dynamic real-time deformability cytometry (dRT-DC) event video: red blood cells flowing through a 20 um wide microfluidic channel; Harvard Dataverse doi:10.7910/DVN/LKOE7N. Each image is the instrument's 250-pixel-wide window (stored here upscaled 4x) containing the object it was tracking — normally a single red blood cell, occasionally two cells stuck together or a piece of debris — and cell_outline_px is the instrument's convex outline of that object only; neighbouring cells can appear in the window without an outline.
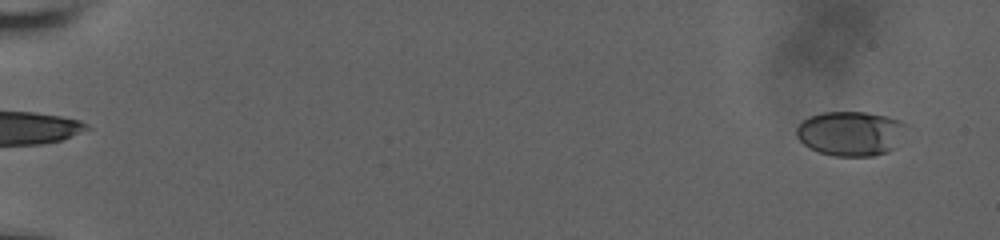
{"species": "human", "species_latin": "Homo sapiens", "temperature_condition": "room temperature", "stored_images_in_passage": 61, "camera_frame_rate_fps": 3000, "um_per_image_px": 0.085, "donor": {"sex": "male"}, "frame": {"image": 1, "passage_image": 4, "time_ms": 1.0, "image_size_px": [1000, 240], "cell_outline_px": [[908, 124], [892, 148], [888, 152], [872, 156], [832, 156], [808, 148], [796, 136], [796, 128], [808, 116], [824, 112], [864, 112], [888, 116], [900, 120]], "centroid_in_image_um": [72.27, 11.34], "position_along_channel_um": 12.7, "area_um2": 28.44}}
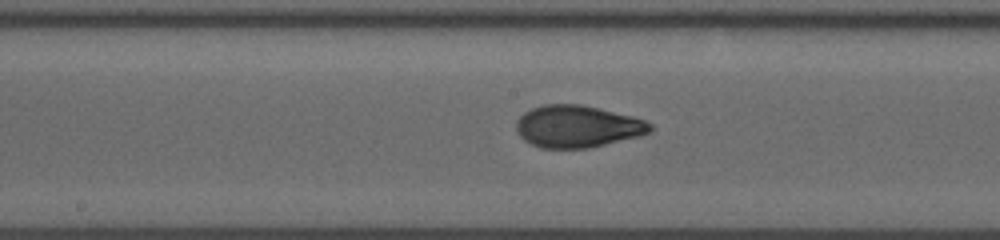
{"frame": {"image": 2, "passage_image": 35, "time_ms": 11.333, "image_size_px": [1000, 240], "cell_outline_px": [[652, 128], [648, 132], [640, 136], [588, 148], [540, 148], [524, 140], [516, 132], [516, 120], [524, 112], [532, 108], [544, 104], [580, 104], [632, 116], [644, 120], [652, 124]], "centroid_in_image_um": [49.04, 10.75], "position_along_channel_um": 199.2, "area_um2": 32.77}}
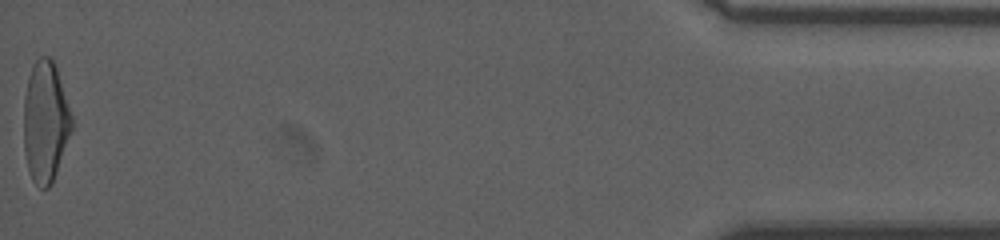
{"frame": {"image": 3, "passage_image": 61, "time_ms": 20.0, "image_size_px": [1000, 240], "cell_outline_px": [[72, 128], [52, 184], [48, 188], [40, 188], [32, 180], [28, 168], [24, 152], [24, 96], [28, 76], [32, 64], [40, 56], [48, 56], [52, 60], [56, 68], [72, 116]], "centroid_in_image_um": [3.84, 10.35], "position_along_channel_um": 431.4, "area_um2": 33.7}, "authors_computed_cell_mechanics": {"area_um2": 31.9056, "velocity_mm_per_s": 3.6737, "shape_relaxation_time_tau1_ms": 6.0904, "shape_relaxation_time_tau2_ms": 0.9606, "deformation_change_tau1": 0.2066, "deformation_change_tau2": 0.0618}}